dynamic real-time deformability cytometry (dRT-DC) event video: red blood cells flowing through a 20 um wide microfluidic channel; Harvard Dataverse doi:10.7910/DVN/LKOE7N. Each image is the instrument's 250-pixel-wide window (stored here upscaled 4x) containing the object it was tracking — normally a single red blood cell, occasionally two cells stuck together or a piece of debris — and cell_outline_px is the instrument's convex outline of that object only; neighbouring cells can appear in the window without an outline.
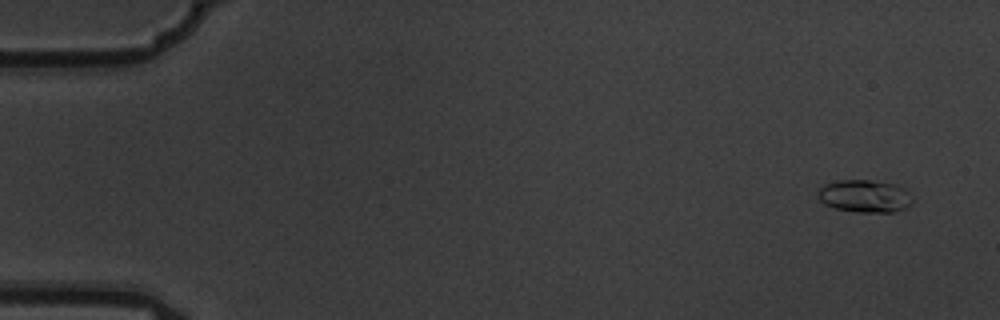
{"species": "common noctule bat (a hibernating species)", "species_latin": "Nyctalus noctula", "temperature_condition": "warm", "stored_images_in_passage": 5, "camera_frame_rate_fps": 3000, "um_per_image_px": 0.085, "animal": {"sex": "male", "body_mass_g": 19.5, "forearm_length_mm": 54.6}, "frame": {"image": 1, "passage_image": 1, "time_ms": 0.0, "image_size_px": [1000, 320], "cell_outline_px": [[912, 204], [904, 208], [892, 212], [860, 212], [836, 208], [824, 204], [820, 200], [820, 188], [824, 184], [840, 180], [872, 180], [896, 184], [904, 188], [912, 200]], "centroid_in_image_um": [73.52, 16.66], "position_along_channel_um": 11.5, "area_um2": 17.69}}
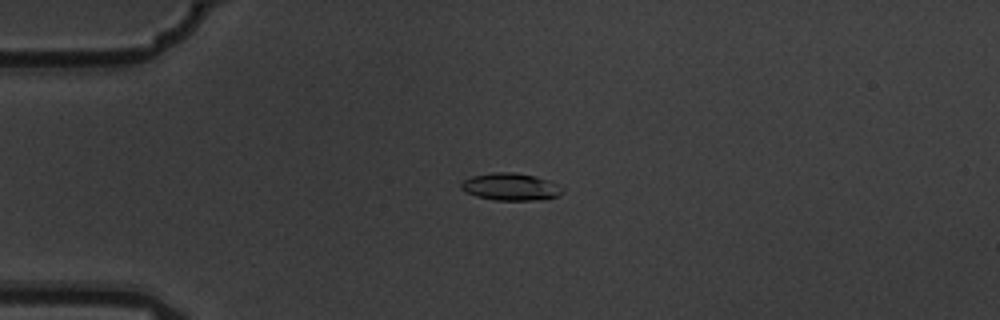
{"frame": {"image": 2, "passage_image": 4, "time_ms": 1.0, "image_size_px": [1000, 320], "cell_outline_px": [[564, 192], [560, 196], [544, 200], [496, 200], [476, 196], [460, 188], [460, 184], [464, 180], [472, 176], [492, 172], [512, 172], [536, 176], [548, 180], [564, 188]], "centroid_in_image_um": [43.46, 15.88], "position_along_channel_um": 41.5, "area_um2": 16.24}}